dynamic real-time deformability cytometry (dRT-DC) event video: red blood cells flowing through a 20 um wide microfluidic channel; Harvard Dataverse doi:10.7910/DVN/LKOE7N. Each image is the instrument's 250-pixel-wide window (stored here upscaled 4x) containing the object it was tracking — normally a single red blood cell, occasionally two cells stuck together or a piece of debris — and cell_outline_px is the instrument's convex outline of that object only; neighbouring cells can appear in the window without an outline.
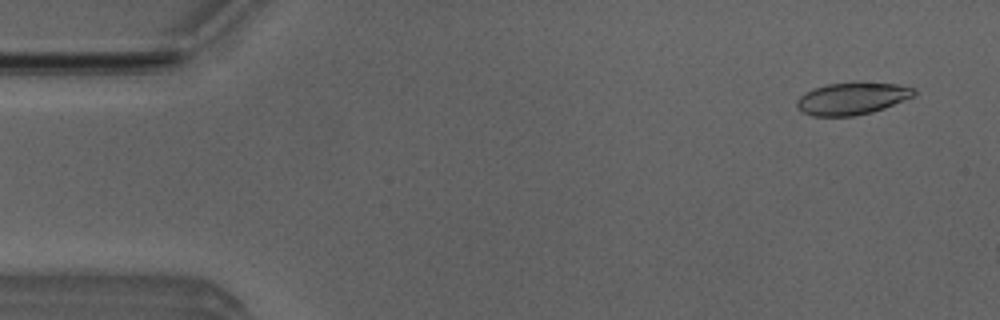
{"species": "Egyptian fruit bat (a non-hibernating species)", "species_latin": "Rousettus aegyptiacus", "temperature_condition": "room temperature", "stored_images_in_passage": 9, "camera_frame_rate_fps": 3000, "um_per_image_px": 0.085, "animal": {"sex": "male"}, "frame": {"image": 1, "passage_image": 3, "time_ms": 0.667, "image_size_px": [1000, 320], "cell_outline_px": [[916, 96], [884, 108], [872, 112], [852, 116], [812, 116], [804, 112], [796, 104], [796, 100], [800, 96], [816, 88], [828, 84], [896, 84], [916, 88]], "centroid_in_image_um": [72.47, 8.4], "position_along_channel_um": 12.5, "area_um2": 21.33}}